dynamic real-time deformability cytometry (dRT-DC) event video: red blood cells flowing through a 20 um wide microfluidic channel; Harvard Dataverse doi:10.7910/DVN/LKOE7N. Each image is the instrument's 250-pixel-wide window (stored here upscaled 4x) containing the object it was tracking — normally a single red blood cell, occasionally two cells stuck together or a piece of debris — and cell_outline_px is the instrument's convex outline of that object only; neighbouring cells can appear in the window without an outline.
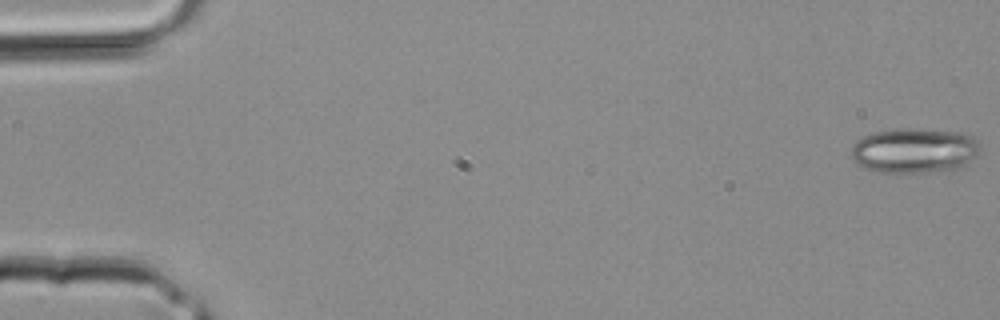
{"species": "common noctule bat (a hibernating species)", "species_latin": "Nyctalus noctula", "temperature_condition": "room temperature", "stored_images_in_passage": 3, "camera_frame_rate_fps": 3000, "um_per_image_px": 0.085, "animal": {"sex": "male", "body_mass_g": 20.4}, "frame": {"image": 1, "passage_image": 1, "time_ms": 0.0, "image_size_px": [1000, 320], "cell_outline_px": [[984, 152], [968, 164], [960, 168], [940, 172], [916, 176], [884, 172], [864, 168], [856, 164], [852, 160], [852, 144], [860, 136], [872, 132], [900, 128], [904, 128], [968, 132], [980, 144]], "centroid_in_image_um": [77.79, 12.83], "position_along_channel_um": 7.2, "area_um2": 35.6}}